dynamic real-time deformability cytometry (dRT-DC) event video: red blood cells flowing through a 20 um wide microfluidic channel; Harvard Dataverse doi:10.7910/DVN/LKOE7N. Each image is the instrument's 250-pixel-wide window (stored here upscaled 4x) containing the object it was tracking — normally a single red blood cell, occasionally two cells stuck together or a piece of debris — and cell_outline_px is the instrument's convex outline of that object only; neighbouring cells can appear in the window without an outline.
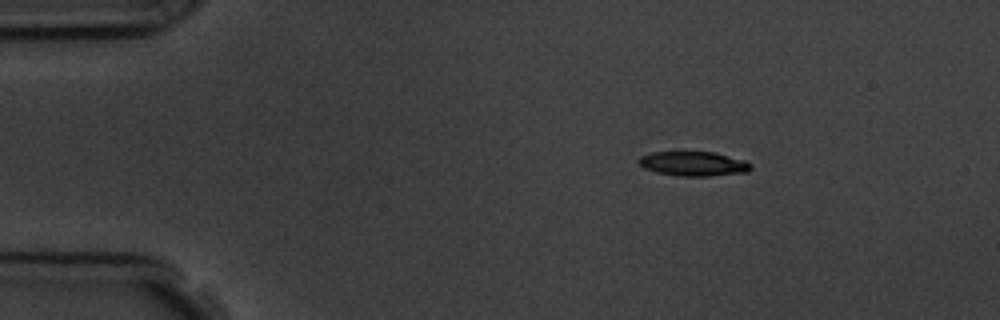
{"species": "common noctule bat (a hibernating species)", "species_latin": "Nyctalus noctula", "temperature_condition": "room temperature", "stored_images_in_passage": 4, "camera_frame_rate_fps": 3000, "um_per_image_px": 0.085, "animal": {"sex": "male", "body_mass_g": 19.5, "forearm_length_mm": 54.6}, "frame": {"image": 1, "passage_image": 1, "time_ms": 0.0, "image_size_px": [1000, 320], "cell_outline_px": [[752, 168], [748, 172], [708, 176], [680, 176], [656, 172], [644, 168], [636, 160], [640, 156], [652, 152], [716, 152], [744, 160], [752, 164]], "centroid_in_image_um": [58.95, 13.91], "position_along_channel_um": 26.1, "area_um2": 16.07}}